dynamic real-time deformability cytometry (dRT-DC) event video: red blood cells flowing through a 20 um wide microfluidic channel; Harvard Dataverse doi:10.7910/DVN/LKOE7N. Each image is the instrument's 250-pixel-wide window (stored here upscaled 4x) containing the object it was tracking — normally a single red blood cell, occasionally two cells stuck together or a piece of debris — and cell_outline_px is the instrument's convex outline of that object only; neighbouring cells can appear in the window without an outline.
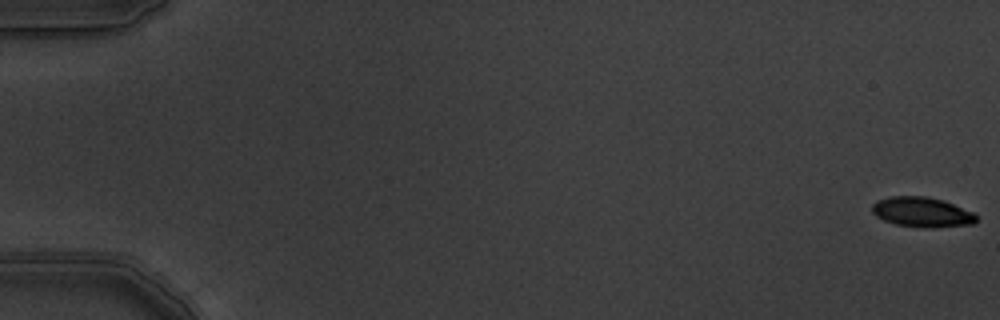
{"species": "common noctule bat (a hibernating species)", "species_latin": "Nyctalus noctula", "temperature_condition": "warm", "stored_images_in_passage": 5, "camera_frame_rate_fps": 3000, "um_per_image_px": 0.085, "animal": {"sex": "male", "body_mass_g": 19.5, "forearm_length_mm": 54.6}, "frame": {"image": 1, "passage_image": 1, "time_ms": 0.0, "image_size_px": [1000, 320], "cell_outline_px": [[976, 220], [972, 224], [928, 228], [920, 228], [896, 224], [884, 220], [876, 216], [872, 212], [872, 204], [876, 200], [888, 196], [924, 196], [944, 200], [972, 212], [976, 216]], "centroid_in_image_um": [78.32, 18.02], "position_along_channel_um": 6.7, "area_um2": 18.21}}
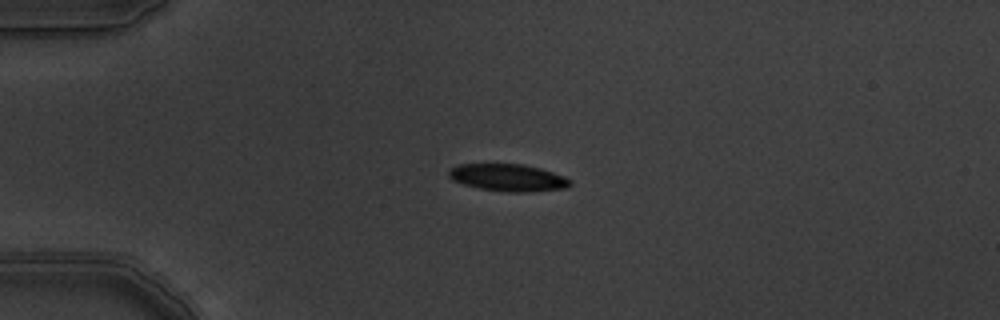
{"frame": {"image": 2, "passage_image": 5, "time_ms": 1.333, "image_size_px": [1000, 320], "cell_outline_px": [[572, 184], [564, 188], [528, 192], [508, 192], [480, 188], [464, 184], [452, 180], [448, 176], [448, 172], [456, 164], [524, 164], [540, 168], [564, 176], [572, 180]], "centroid_in_image_um": [43.19, 15.09], "position_along_channel_um": 41.8, "area_um2": 19.19}}